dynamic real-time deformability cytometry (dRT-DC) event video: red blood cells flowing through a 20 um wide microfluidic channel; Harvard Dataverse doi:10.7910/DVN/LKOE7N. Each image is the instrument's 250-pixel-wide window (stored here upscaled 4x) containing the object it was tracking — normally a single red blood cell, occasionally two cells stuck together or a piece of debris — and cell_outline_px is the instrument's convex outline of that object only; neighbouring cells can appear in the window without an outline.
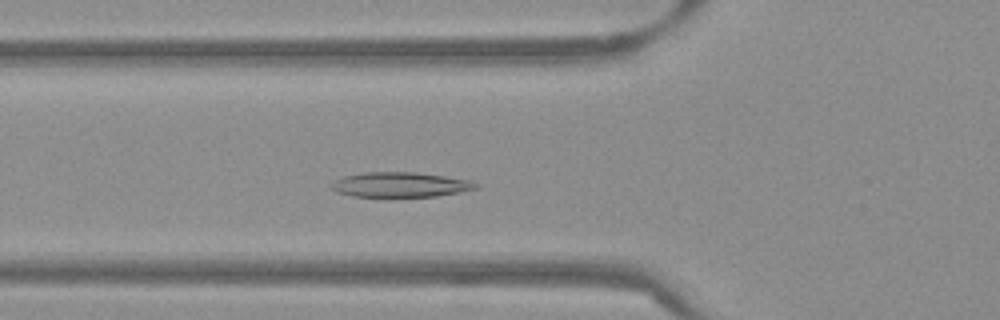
{"species": "Egyptian fruit bat (a non-hibernating species)", "species_latin": "Rousettus aegyptiacus", "temperature_condition": "warm", "stored_images_in_passage": 49, "camera_frame_rate_fps": 3000, "um_per_image_px": 0.085, "frame": {"image": 1, "passage_image": 15, "time_ms": 4.667, "image_size_px": [1000, 320], "cell_outline_px": [[480, 188], [460, 192], [436, 196], [352, 196], [336, 192], [328, 184], [344, 176], [364, 172], [416, 172], [444, 176], [468, 180], [480, 184]], "centroid_in_image_um": [34.03, 15.69], "position_along_channel_um": 91.8, "area_um2": 20.92}}
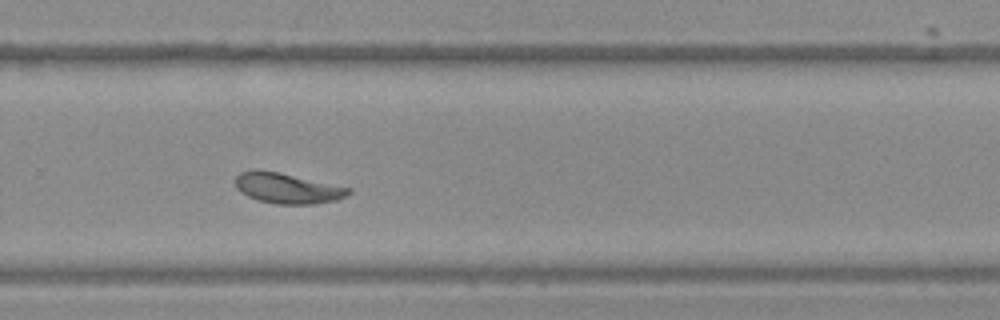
{"frame": {"image": 2, "passage_image": 32, "time_ms": 10.333, "image_size_px": [1000, 320], "cell_outline_px": [[352, 192], [348, 196], [336, 200], [312, 204], [276, 204], [260, 200], [248, 196], [240, 192], [236, 188], [236, 176], [240, 172], [276, 172], [352, 188]], "centroid_in_image_um": [24.49, 16.04], "position_along_channel_um": 305.3, "area_um2": 19.48}}
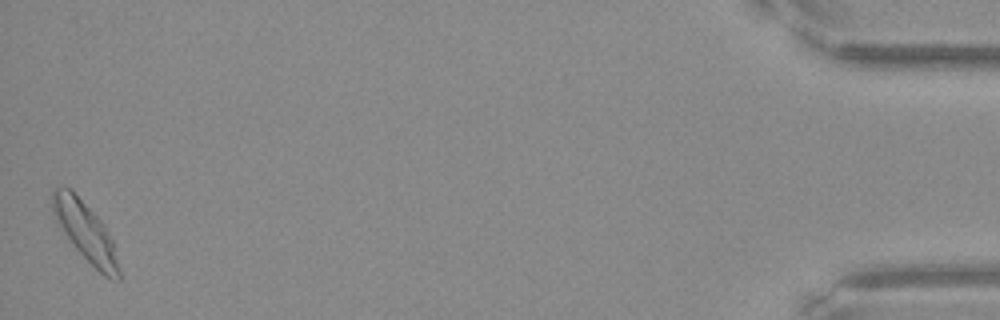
{"frame": {"image": 3, "passage_image": 49, "time_ms": 16.0, "image_size_px": [1000, 320], "cell_outline_px": [[120, 280], [112, 280], [104, 276], [72, 244], [56, 224], [52, 212], [52, 188], [72, 188], [104, 224], [112, 240], [120, 268]], "centroid_in_image_um": [7.25, 19.67], "position_along_channel_um": 428.0, "area_um2": 22.83}, "authors_computed_cell_mechanics": {"area_um2": 20.23, "velocity_mm_per_s": 3.7689, "shape_relaxation_time_tau1_ms": 3.2721, "shape_relaxation_time_tau2_ms": 1.0779, "deformation_change_tau1": 0.1235, "deformation_change_tau2": 0.0412}}